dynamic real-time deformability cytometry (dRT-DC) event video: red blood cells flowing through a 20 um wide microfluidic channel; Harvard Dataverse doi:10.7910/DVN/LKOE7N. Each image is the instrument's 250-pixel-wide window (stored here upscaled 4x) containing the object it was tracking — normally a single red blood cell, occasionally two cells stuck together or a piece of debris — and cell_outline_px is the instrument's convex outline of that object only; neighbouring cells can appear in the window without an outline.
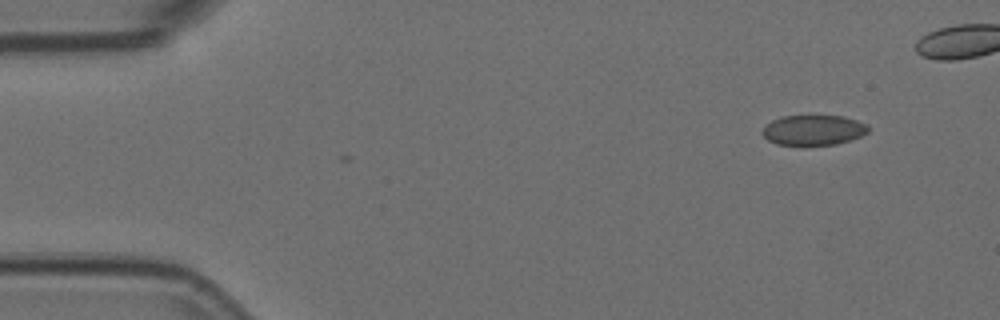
{"species": "Egyptian fruit bat (a non-hibernating species)", "species_latin": "Rousettus aegyptiacus", "temperature_condition": "room temperature", "stored_images_in_passage": 13, "camera_frame_rate_fps": 3000, "um_per_image_px": 0.085, "animal": {"sex": "female"}, "frame": {"image": 1, "passage_image": 1, "time_ms": 0.0, "image_size_px": [1000, 320], "cell_outline_px": [[868, 132], [860, 136], [836, 144], [776, 144], [768, 140], [760, 132], [772, 120], [784, 116], [844, 116], [868, 124]], "centroid_in_image_um": [69.15, 11.04], "position_along_channel_um": 15.9, "area_um2": 18.26}}
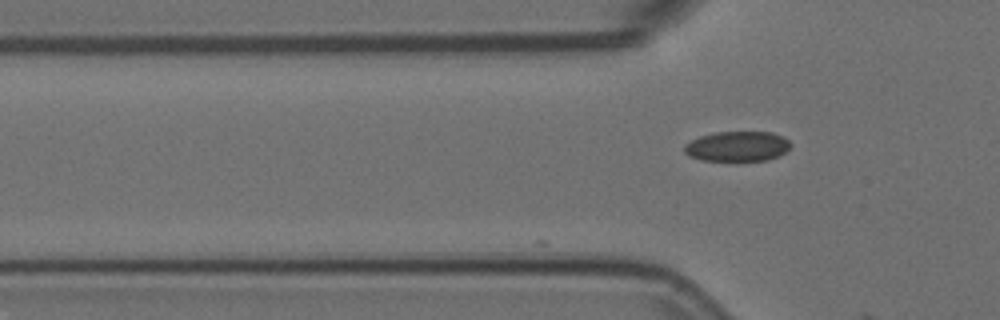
{"frame": {"image": 2, "passage_image": 13, "time_ms": 4.0, "image_size_px": [1000, 320], "cell_outline_px": [[792, 144], [780, 156], [768, 160], [700, 160], [688, 156], [684, 152], [684, 144], [700, 136], [716, 132], [772, 132], [784, 136]], "centroid_in_image_um": [62.68, 12.43], "position_along_channel_um": 63.1, "area_um2": 18.67}}